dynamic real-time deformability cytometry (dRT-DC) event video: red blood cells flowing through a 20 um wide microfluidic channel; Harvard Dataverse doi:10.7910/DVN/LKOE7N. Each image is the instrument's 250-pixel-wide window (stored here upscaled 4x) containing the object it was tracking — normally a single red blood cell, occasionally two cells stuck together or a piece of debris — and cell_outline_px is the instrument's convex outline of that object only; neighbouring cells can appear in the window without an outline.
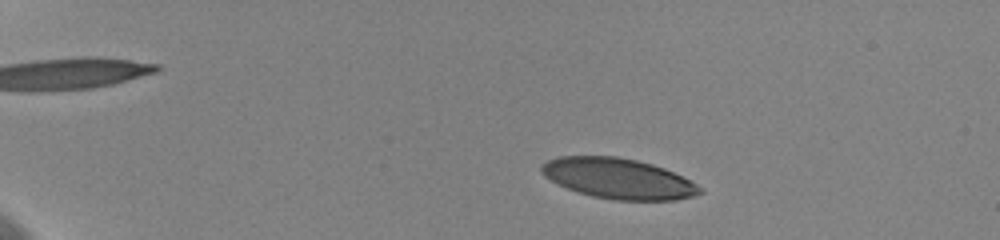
{"species": "human", "species_latin": "Homo sapiens", "temperature_condition": "cold", "stored_images_in_passage": 56, "camera_frame_rate_fps": 3000, "um_per_image_px": 0.085, "donor": {"sex": "female"}, "frame": {"image": 1, "passage_image": 9, "time_ms": 2.667, "image_size_px": [1000, 240], "cell_outline_px": [[704, 192], [692, 196], [676, 200], [616, 200], [592, 196], [568, 188], [544, 176], [540, 172], [540, 164], [548, 160], [560, 156], [616, 156], [636, 160], [652, 164], [664, 168], [696, 184]], "centroid_in_image_um": [52.53, 15.17], "position_along_channel_um": 32.5, "area_um2": 36.93}}
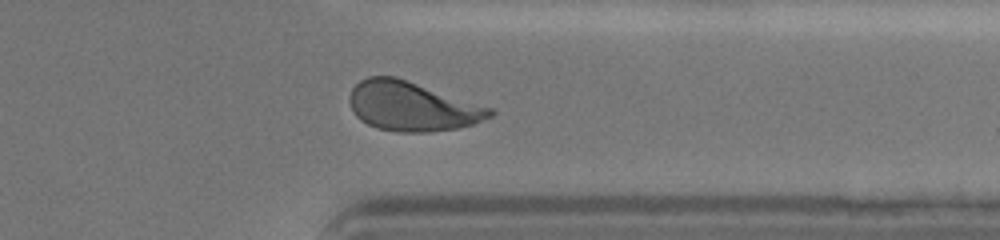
{"frame": {"image": 2, "passage_image": 46, "time_ms": 15.0, "image_size_px": [1000, 240], "cell_outline_px": [[496, 112], [492, 116], [472, 124], [456, 128], [428, 132], [400, 132], [376, 128], [360, 120], [352, 112], [348, 100], [352, 88], [360, 80], [368, 76], [396, 76], [492, 108]], "centroid_in_image_um": [34.99, 9.03], "position_along_channel_um": 376.4, "area_um2": 40.4}}
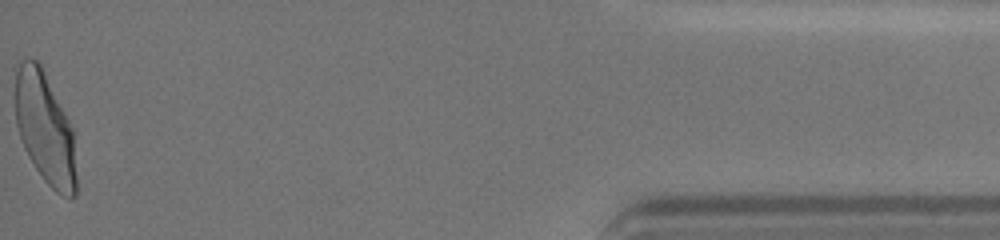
{"frame": {"image": 3, "passage_image": 56, "time_ms": 18.333, "image_size_px": [1000, 240], "cell_outline_px": [[76, 196], [72, 200], [56, 192], [44, 180], [28, 156], [24, 148], [16, 124], [16, 68], [20, 60], [36, 60], [40, 64], [72, 128], [76, 176]], "centroid_in_image_um": [3.82, 10.95], "position_along_channel_um": 431.4, "area_um2": 39.02}, "authors_computed_cell_mechanics": {"area_um2": 39.3907, "velocity_mm_per_s": 3.5912, "shape_relaxation_time_tau1_ms": 4.7355, "shape_relaxation_time_tau2_ms": 1.1654, "deformation_change_tau1": 0.1725, "deformation_change_tau2": 0.0774}}